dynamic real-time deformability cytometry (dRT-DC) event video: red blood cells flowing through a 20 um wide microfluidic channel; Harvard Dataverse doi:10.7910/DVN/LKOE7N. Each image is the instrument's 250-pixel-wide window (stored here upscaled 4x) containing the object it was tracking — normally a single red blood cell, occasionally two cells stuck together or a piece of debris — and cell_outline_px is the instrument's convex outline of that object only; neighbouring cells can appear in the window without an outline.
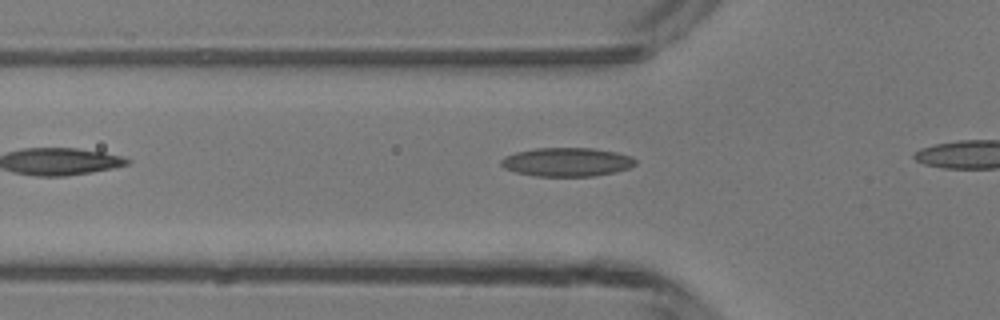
{"species": "common noctule bat (a hibernating species)", "species_latin": "Nyctalus noctula", "temperature_condition": "room temperature", "stored_images_in_passage": 8, "camera_frame_rate_fps": 3000, "um_per_image_px": 0.085, "animal": {"sex": "male", "body_mass_g": 13.3}, "frame": {"image": 1, "passage_image": 3, "time_ms": 0.667, "image_size_px": [1000, 320], "cell_outline_px": [[636, 164], [628, 168], [616, 172], [592, 176], [536, 176], [516, 172], [504, 168], [500, 164], [500, 160], [504, 156], [516, 152], [536, 148], [592, 148], [616, 152], [632, 156], [636, 160]], "centroid_in_image_um": [48.18, 13.77], "position_along_channel_um": 77.6, "area_um2": 22.54}}
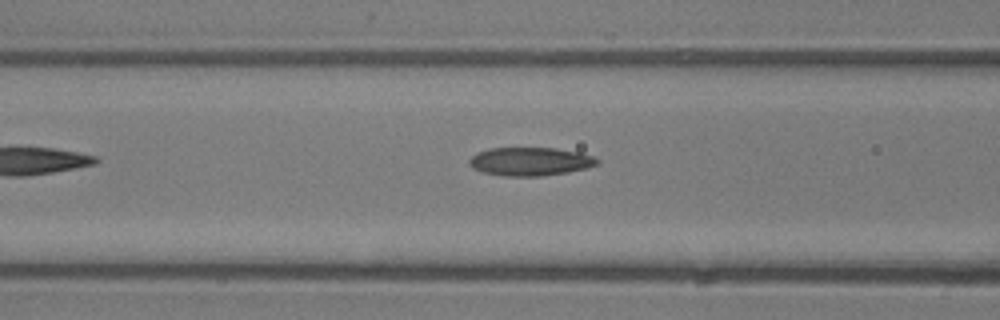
{"frame": {"image": 2, "passage_image": 6, "time_ms": 1.667, "image_size_px": [1000, 320], "cell_outline_px": [[600, 164], [588, 168], [568, 172], [540, 176], [504, 176], [484, 172], [472, 168], [468, 164], [468, 160], [476, 152], [488, 148], [556, 148], [580, 152], [596, 156], [600, 160]], "centroid_in_image_um": [45.1, 13.72], "position_along_channel_um": 121.5, "area_um2": 21.5}}